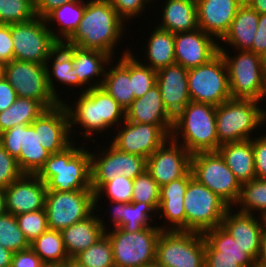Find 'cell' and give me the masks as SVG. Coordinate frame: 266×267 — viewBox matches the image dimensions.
Instances as JSON below:
<instances>
[{"mask_svg":"<svg viewBox=\"0 0 266 267\" xmlns=\"http://www.w3.org/2000/svg\"><path fill=\"white\" fill-rule=\"evenodd\" d=\"M110 142L119 151L148 158L170 137L157 125L123 121Z\"/></svg>","mask_w":266,"mask_h":267,"instance_id":"18","label":"cell"},{"mask_svg":"<svg viewBox=\"0 0 266 267\" xmlns=\"http://www.w3.org/2000/svg\"><path fill=\"white\" fill-rule=\"evenodd\" d=\"M251 267H263V266H261V265H259V264H257V263L255 262Z\"/></svg>","mask_w":266,"mask_h":267,"instance_id":"67","label":"cell"},{"mask_svg":"<svg viewBox=\"0 0 266 267\" xmlns=\"http://www.w3.org/2000/svg\"><path fill=\"white\" fill-rule=\"evenodd\" d=\"M63 266L64 267H84L80 265L77 261H75L74 259H69L63 264Z\"/></svg>","mask_w":266,"mask_h":267,"instance_id":"61","label":"cell"},{"mask_svg":"<svg viewBox=\"0 0 266 267\" xmlns=\"http://www.w3.org/2000/svg\"><path fill=\"white\" fill-rule=\"evenodd\" d=\"M108 0H86L83 18L75 33L64 43L102 51L114 57L125 25Z\"/></svg>","mask_w":266,"mask_h":267,"instance_id":"1","label":"cell"},{"mask_svg":"<svg viewBox=\"0 0 266 267\" xmlns=\"http://www.w3.org/2000/svg\"><path fill=\"white\" fill-rule=\"evenodd\" d=\"M74 142L65 150L53 153L36 174L47 190L74 191L91 188V155L88 150L76 148Z\"/></svg>","mask_w":266,"mask_h":267,"instance_id":"2","label":"cell"},{"mask_svg":"<svg viewBox=\"0 0 266 267\" xmlns=\"http://www.w3.org/2000/svg\"><path fill=\"white\" fill-rule=\"evenodd\" d=\"M193 177L222 198L230 207L237 202L241 183L218 151L192 154Z\"/></svg>","mask_w":266,"mask_h":267,"instance_id":"9","label":"cell"},{"mask_svg":"<svg viewBox=\"0 0 266 267\" xmlns=\"http://www.w3.org/2000/svg\"><path fill=\"white\" fill-rule=\"evenodd\" d=\"M249 50L260 56H263V54L266 52V13L259 14V21L254 42Z\"/></svg>","mask_w":266,"mask_h":267,"instance_id":"53","label":"cell"},{"mask_svg":"<svg viewBox=\"0 0 266 267\" xmlns=\"http://www.w3.org/2000/svg\"><path fill=\"white\" fill-rule=\"evenodd\" d=\"M255 174L258 179H266V135L252 139Z\"/></svg>","mask_w":266,"mask_h":267,"instance_id":"50","label":"cell"},{"mask_svg":"<svg viewBox=\"0 0 266 267\" xmlns=\"http://www.w3.org/2000/svg\"><path fill=\"white\" fill-rule=\"evenodd\" d=\"M205 257H228L237 260L242 267H251L255 261L246 253L221 225L206 231Z\"/></svg>","mask_w":266,"mask_h":267,"instance_id":"32","label":"cell"},{"mask_svg":"<svg viewBox=\"0 0 266 267\" xmlns=\"http://www.w3.org/2000/svg\"><path fill=\"white\" fill-rule=\"evenodd\" d=\"M258 100L230 98L216 106V130L220 145L251 139V133L266 121ZM258 104V105H257Z\"/></svg>","mask_w":266,"mask_h":267,"instance_id":"5","label":"cell"},{"mask_svg":"<svg viewBox=\"0 0 266 267\" xmlns=\"http://www.w3.org/2000/svg\"><path fill=\"white\" fill-rule=\"evenodd\" d=\"M5 212L4 189L0 188V216L3 215Z\"/></svg>","mask_w":266,"mask_h":267,"instance_id":"60","label":"cell"},{"mask_svg":"<svg viewBox=\"0 0 266 267\" xmlns=\"http://www.w3.org/2000/svg\"><path fill=\"white\" fill-rule=\"evenodd\" d=\"M186 231L204 234L221 225L230 206L217 194L200 183L189 171V183L184 196Z\"/></svg>","mask_w":266,"mask_h":267,"instance_id":"6","label":"cell"},{"mask_svg":"<svg viewBox=\"0 0 266 267\" xmlns=\"http://www.w3.org/2000/svg\"><path fill=\"white\" fill-rule=\"evenodd\" d=\"M17 160L13 158L0 144V188H7L21 175Z\"/></svg>","mask_w":266,"mask_h":267,"instance_id":"48","label":"cell"},{"mask_svg":"<svg viewBox=\"0 0 266 267\" xmlns=\"http://www.w3.org/2000/svg\"><path fill=\"white\" fill-rule=\"evenodd\" d=\"M259 13L245 2L238 8L228 32L220 40L236 50H249L257 31Z\"/></svg>","mask_w":266,"mask_h":267,"instance_id":"35","label":"cell"},{"mask_svg":"<svg viewBox=\"0 0 266 267\" xmlns=\"http://www.w3.org/2000/svg\"><path fill=\"white\" fill-rule=\"evenodd\" d=\"M190 100L219 106L231 97L228 72L220 53L208 63L188 69Z\"/></svg>","mask_w":266,"mask_h":267,"instance_id":"11","label":"cell"},{"mask_svg":"<svg viewBox=\"0 0 266 267\" xmlns=\"http://www.w3.org/2000/svg\"><path fill=\"white\" fill-rule=\"evenodd\" d=\"M161 232V227L156 225L137 232H125L121 228L106 231L112 244L115 267H145L154 262Z\"/></svg>","mask_w":266,"mask_h":267,"instance_id":"7","label":"cell"},{"mask_svg":"<svg viewBox=\"0 0 266 267\" xmlns=\"http://www.w3.org/2000/svg\"><path fill=\"white\" fill-rule=\"evenodd\" d=\"M230 207L223 217L221 226L230 233L235 242L256 262L261 245V237L266 228V218L261 216V221L254 214L241 212L232 213ZM233 214V215H232Z\"/></svg>","mask_w":266,"mask_h":267,"instance_id":"22","label":"cell"},{"mask_svg":"<svg viewBox=\"0 0 266 267\" xmlns=\"http://www.w3.org/2000/svg\"><path fill=\"white\" fill-rule=\"evenodd\" d=\"M262 62H263V64H264V67H265V69H266V52L263 54V56H262Z\"/></svg>","mask_w":266,"mask_h":267,"instance_id":"65","label":"cell"},{"mask_svg":"<svg viewBox=\"0 0 266 267\" xmlns=\"http://www.w3.org/2000/svg\"><path fill=\"white\" fill-rule=\"evenodd\" d=\"M160 29L171 33L195 30L198 27L196 0H166Z\"/></svg>","mask_w":266,"mask_h":267,"instance_id":"34","label":"cell"},{"mask_svg":"<svg viewBox=\"0 0 266 267\" xmlns=\"http://www.w3.org/2000/svg\"><path fill=\"white\" fill-rule=\"evenodd\" d=\"M109 3L118 13L119 17L124 21L131 18L139 17L138 14L143 13L146 4H150L153 0H108Z\"/></svg>","mask_w":266,"mask_h":267,"instance_id":"49","label":"cell"},{"mask_svg":"<svg viewBox=\"0 0 266 267\" xmlns=\"http://www.w3.org/2000/svg\"><path fill=\"white\" fill-rule=\"evenodd\" d=\"M0 245L13 253L30 248L16 217L8 212L0 216Z\"/></svg>","mask_w":266,"mask_h":267,"instance_id":"42","label":"cell"},{"mask_svg":"<svg viewBox=\"0 0 266 267\" xmlns=\"http://www.w3.org/2000/svg\"><path fill=\"white\" fill-rule=\"evenodd\" d=\"M205 267H242L237 260L228 257H205Z\"/></svg>","mask_w":266,"mask_h":267,"instance_id":"56","label":"cell"},{"mask_svg":"<svg viewBox=\"0 0 266 267\" xmlns=\"http://www.w3.org/2000/svg\"><path fill=\"white\" fill-rule=\"evenodd\" d=\"M30 248L46 265H63L70 259L59 230L48 229L30 243Z\"/></svg>","mask_w":266,"mask_h":267,"instance_id":"39","label":"cell"},{"mask_svg":"<svg viewBox=\"0 0 266 267\" xmlns=\"http://www.w3.org/2000/svg\"><path fill=\"white\" fill-rule=\"evenodd\" d=\"M36 17L34 0H0V24H15Z\"/></svg>","mask_w":266,"mask_h":267,"instance_id":"43","label":"cell"},{"mask_svg":"<svg viewBox=\"0 0 266 267\" xmlns=\"http://www.w3.org/2000/svg\"><path fill=\"white\" fill-rule=\"evenodd\" d=\"M125 119L130 122L157 125L169 137L171 136L174 118L164 107L157 84L152 86L142 97L132 101L125 110Z\"/></svg>","mask_w":266,"mask_h":267,"instance_id":"25","label":"cell"},{"mask_svg":"<svg viewBox=\"0 0 266 267\" xmlns=\"http://www.w3.org/2000/svg\"><path fill=\"white\" fill-rule=\"evenodd\" d=\"M32 125L17 124L0 133V144L17 160L23 174H37L51 153L39 143Z\"/></svg>","mask_w":266,"mask_h":267,"instance_id":"15","label":"cell"},{"mask_svg":"<svg viewBox=\"0 0 266 267\" xmlns=\"http://www.w3.org/2000/svg\"><path fill=\"white\" fill-rule=\"evenodd\" d=\"M15 217L19 229L23 232L29 243L33 242L42 233L49 229L45 209L18 214Z\"/></svg>","mask_w":266,"mask_h":267,"instance_id":"47","label":"cell"},{"mask_svg":"<svg viewBox=\"0 0 266 267\" xmlns=\"http://www.w3.org/2000/svg\"><path fill=\"white\" fill-rule=\"evenodd\" d=\"M45 267H64L63 265H45Z\"/></svg>","mask_w":266,"mask_h":267,"instance_id":"66","label":"cell"},{"mask_svg":"<svg viewBox=\"0 0 266 267\" xmlns=\"http://www.w3.org/2000/svg\"><path fill=\"white\" fill-rule=\"evenodd\" d=\"M112 203L115 205L114 208L112 205V212L109 215L112 217L113 229L121 228L125 232H137L146 227H152L150 221L153 219L152 215L157 211L149 203Z\"/></svg>","mask_w":266,"mask_h":267,"instance_id":"33","label":"cell"},{"mask_svg":"<svg viewBox=\"0 0 266 267\" xmlns=\"http://www.w3.org/2000/svg\"><path fill=\"white\" fill-rule=\"evenodd\" d=\"M46 109L40 101L17 97L8 109L0 112V133L17 124L31 125Z\"/></svg>","mask_w":266,"mask_h":267,"instance_id":"38","label":"cell"},{"mask_svg":"<svg viewBox=\"0 0 266 267\" xmlns=\"http://www.w3.org/2000/svg\"><path fill=\"white\" fill-rule=\"evenodd\" d=\"M73 259L84 267H115L112 244L106 234Z\"/></svg>","mask_w":266,"mask_h":267,"instance_id":"41","label":"cell"},{"mask_svg":"<svg viewBox=\"0 0 266 267\" xmlns=\"http://www.w3.org/2000/svg\"><path fill=\"white\" fill-rule=\"evenodd\" d=\"M94 212L86 219L62 229L61 235L66 252L73 259L81 251L88 249L106 232L104 220Z\"/></svg>","mask_w":266,"mask_h":267,"instance_id":"27","label":"cell"},{"mask_svg":"<svg viewBox=\"0 0 266 267\" xmlns=\"http://www.w3.org/2000/svg\"><path fill=\"white\" fill-rule=\"evenodd\" d=\"M4 63L0 61V79L4 77Z\"/></svg>","mask_w":266,"mask_h":267,"instance_id":"64","label":"cell"},{"mask_svg":"<svg viewBox=\"0 0 266 267\" xmlns=\"http://www.w3.org/2000/svg\"><path fill=\"white\" fill-rule=\"evenodd\" d=\"M50 60L53 62L51 65H53L49 68L50 64L48 63ZM45 66L49 90L60 103H62L63 100L58 97L59 94H57V90L54 87V77L56 82H60L64 85L66 84L70 87H84L79 81L77 74H75V68L73 67V45L59 43L49 54Z\"/></svg>","mask_w":266,"mask_h":267,"instance_id":"28","label":"cell"},{"mask_svg":"<svg viewBox=\"0 0 266 267\" xmlns=\"http://www.w3.org/2000/svg\"><path fill=\"white\" fill-rule=\"evenodd\" d=\"M35 14L37 17L44 18L53 9L61 7L64 3L81 2L84 0H34Z\"/></svg>","mask_w":266,"mask_h":267,"instance_id":"55","label":"cell"},{"mask_svg":"<svg viewBox=\"0 0 266 267\" xmlns=\"http://www.w3.org/2000/svg\"><path fill=\"white\" fill-rule=\"evenodd\" d=\"M158 85L164 107L175 118L191 101L188 91V69L174 63L157 71Z\"/></svg>","mask_w":266,"mask_h":267,"instance_id":"24","label":"cell"},{"mask_svg":"<svg viewBox=\"0 0 266 267\" xmlns=\"http://www.w3.org/2000/svg\"><path fill=\"white\" fill-rule=\"evenodd\" d=\"M266 97V70L264 73V81H263V90H262V94L260 97V100L263 101L262 99Z\"/></svg>","mask_w":266,"mask_h":267,"instance_id":"62","label":"cell"},{"mask_svg":"<svg viewBox=\"0 0 266 267\" xmlns=\"http://www.w3.org/2000/svg\"><path fill=\"white\" fill-rule=\"evenodd\" d=\"M45 265L40 257L28 248L13 254L10 267H45Z\"/></svg>","mask_w":266,"mask_h":267,"instance_id":"52","label":"cell"},{"mask_svg":"<svg viewBox=\"0 0 266 267\" xmlns=\"http://www.w3.org/2000/svg\"><path fill=\"white\" fill-rule=\"evenodd\" d=\"M86 2L64 3L61 7L53 9L45 17L47 26L58 22L59 32H52L53 38L58 43H65L77 30L85 12ZM53 21V22H52Z\"/></svg>","mask_w":266,"mask_h":267,"instance_id":"36","label":"cell"},{"mask_svg":"<svg viewBox=\"0 0 266 267\" xmlns=\"http://www.w3.org/2000/svg\"><path fill=\"white\" fill-rule=\"evenodd\" d=\"M178 136L191 154L218 151L216 106L190 101L174 118L170 137L179 140Z\"/></svg>","mask_w":266,"mask_h":267,"instance_id":"4","label":"cell"},{"mask_svg":"<svg viewBox=\"0 0 266 267\" xmlns=\"http://www.w3.org/2000/svg\"><path fill=\"white\" fill-rule=\"evenodd\" d=\"M256 263L263 267H266V228L264 229L262 233L260 252L256 260Z\"/></svg>","mask_w":266,"mask_h":267,"instance_id":"57","label":"cell"},{"mask_svg":"<svg viewBox=\"0 0 266 267\" xmlns=\"http://www.w3.org/2000/svg\"><path fill=\"white\" fill-rule=\"evenodd\" d=\"M129 52H131L130 49L124 51L118 63L114 67H108L104 78L99 79L101 88L111 95L125 110L134 100L132 78L129 75Z\"/></svg>","mask_w":266,"mask_h":267,"instance_id":"31","label":"cell"},{"mask_svg":"<svg viewBox=\"0 0 266 267\" xmlns=\"http://www.w3.org/2000/svg\"><path fill=\"white\" fill-rule=\"evenodd\" d=\"M31 125L38 133L39 143L51 154L61 152L73 143V137L69 138V116L63 103L46 109Z\"/></svg>","mask_w":266,"mask_h":267,"instance_id":"21","label":"cell"},{"mask_svg":"<svg viewBox=\"0 0 266 267\" xmlns=\"http://www.w3.org/2000/svg\"><path fill=\"white\" fill-rule=\"evenodd\" d=\"M237 56L219 45L228 72L229 89L232 98L253 99L260 101L263 90L265 67L262 56L250 50H236Z\"/></svg>","mask_w":266,"mask_h":267,"instance_id":"8","label":"cell"},{"mask_svg":"<svg viewBox=\"0 0 266 267\" xmlns=\"http://www.w3.org/2000/svg\"><path fill=\"white\" fill-rule=\"evenodd\" d=\"M77 99L74 102L76 103L75 109L64 101L62 102L69 116L71 135L75 133L72 130L76 124L83 127V130L85 129L82 136L91 139L96 131V134L100 133L125 120V109L101 87L82 92Z\"/></svg>","mask_w":266,"mask_h":267,"instance_id":"3","label":"cell"},{"mask_svg":"<svg viewBox=\"0 0 266 267\" xmlns=\"http://www.w3.org/2000/svg\"><path fill=\"white\" fill-rule=\"evenodd\" d=\"M145 56L148 58L145 66L158 71L176 63L174 52V33L156 27L149 37Z\"/></svg>","mask_w":266,"mask_h":267,"instance_id":"37","label":"cell"},{"mask_svg":"<svg viewBox=\"0 0 266 267\" xmlns=\"http://www.w3.org/2000/svg\"><path fill=\"white\" fill-rule=\"evenodd\" d=\"M213 38L199 28L174 33L176 63L186 69L208 63L219 53V43Z\"/></svg>","mask_w":266,"mask_h":267,"instance_id":"20","label":"cell"},{"mask_svg":"<svg viewBox=\"0 0 266 267\" xmlns=\"http://www.w3.org/2000/svg\"><path fill=\"white\" fill-rule=\"evenodd\" d=\"M4 77L17 97L40 101L47 109L60 103L49 90L45 64L14 59L5 63Z\"/></svg>","mask_w":266,"mask_h":267,"instance_id":"14","label":"cell"},{"mask_svg":"<svg viewBox=\"0 0 266 267\" xmlns=\"http://www.w3.org/2000/svg\"><path fill=\"white\" fill-rule=\"evenodd\" d=\"M45 210L49 229L61 231L95 211V193L93 190H47Z\"/></svg>","mask_w":266,"mask_h":267,"instance_id":"12","label":"cell"},{"mask_svg":"<svg viewBox=\"0 0 266 267\" xmlns=\"http://www.w3.org/2000/svg\"><path fill=\"white\" fill-rule=\"evenodd\" d=\"M13 252L0 245V267H10Z\"/></svg>","mask_w":266,"mask_h":267,"instance_id":"58","label":"cell"},{"mask_svg":"<svg viewBox=\"0 0 266 267\" xmlns=\"http://www.w3.org/2000/svg\"><path fill=\"white\" fill-rule=\"evenodd\" d=\"M108 149L91 155V188L96 193L106 182L119 175L135 179L147 168V159L119 151L111 143Z\"/></svg>","mask_w":266,"mask_h":267,"instance_id":"16","label":"cell"},{"mask_svg":"<svg viewBox=\"0 0 266 267\" xmlns=\"http://www.w3.org/2000/svg\"><path fill=\"white\" fill-rule=\"evenodd\" d=\"M133 179L126 178L124 175H119L115 179L106 182L95 193V209L99 203L100 197L107 195L110 202L131 203L132 200Z\"/></svg>","mask_w":266,"mask_h":267,"instance_id":"46","label":"cell"},{"mask_svg":"<svg viewBox=\"0 0 266 267\" xmlns=\"http://www.w3.org/2000/svg\"><path fill=\"white\" fill-rule=\"evenodd\" d=\"M244 2L259 14L266 13V0H244Z\"/></svg>","mask_w":266,"mask_h":267,"instance_id":"59","label":"cell"},{"mask_svg":"<svg viewBox=\"0 0 266 267\" xmlns=\"http://www.w3.org/2000/svg\"><path fill=\"white\" fill-rule=\"evenodd\" d=\"M240 205L238 212L254 214L259 210L260 216L266 218V179H258L242 183L240 195L235 203Z\"/></svg>","mask_w":266,"mask_h":267,"instance_id":"40","label":"cell"},{"mask_svg":"<svg viewBox=\"0 0 266 267\" xmlns=\"http://www.w3.org/2000/svg\"><path fill=\"white\" fill-rule=\"evenodd\" d=\"M17 94L11 84L3 77L0 79V112L8 109L16 100Z\"/></svg>","mask_w":266,"mask_h":267,"instance_id":"54","label":"cell"},{"mask_svg":"<svg viewBox=\"0 0 266 267\" xmlns=\"http://www.w3.org/2000/svg\"><path fill=\"white\" fill-rule=\"evenodd\" d=\"M218 152L241 184L256 178L252 138L224 143Z\"/></svg>","mask_w":266,"mask_h":267,"instance_id":"30","label":"cell"},{"mask_svg":"<svg viewBox=\"0 0 266 267\" xmlns=\"http://www.w3.org/2000/svg\"><path fill=\"white\" fill-rule=\"evenodd\" d=\"M131 53L129 52V75L132 78V92L136 99L156 84L157 71L139 62Z\"/></svg>","mask_w":266,"mask_h":267,"instance_id":"44","label":"cell"},{"mask_svg":"<svg viewBox=\"0 0 266 267\" xmlns=\"http://www.w3.org/2000/svg\"><path fill=\"white\" fill-rule=\"evenodd\" d=\"M159 200L160 186L147 170L133 179L131 202L149 203L157 211L159 207Z\"/></svg>","mask_w":266,"mask_h":267,"instance_id":"45","label":"cell"},{"mask_svg":"<svg viewBox=\"0 0 266 267\" xmlns=\"http://www.w3.org/2000/svg\"><path fill=\"white\" fill-rule=\"evenodd\" d=\"M54 31L46 25L44 18L37 16L11 24L14 59L46 64L49 54L59 44L52 36Z\"/></svg>","mask_w":266,"mask_h":267,"instance_id":"13","label":"cell"},{"mask_svg":"<svg viewBox=\"0 0 266 267\" xmlns=\"http://www.w3.org/2000/svg\"><path fill=\"white\" fill-rule=\"evenodd\" d=\"M180 142L170 137L147 158L146 170L160 187L191 170L192 154Z\"/></svg>","mask_w":266,"mask_h":267,"instance_id":"17","label":"cell"},{"mask_svg":"<svg viewBox=\"0 0 266 267\" xmlns=\"http://www.w3.org/2000/svg\"><path fill=\"white\" fill-rule=\"evenodd\" d=\"M14 45L11 37V24H0V61L8 63L14 60Z\"/></svg>","mask_w":266,"mask_h":267,"instance_id":"51","label":"cell"},{"mask_svg":"<svg viewBox=\"0 0 266 267\" xmlns=\"http://www.w3.org/2000/svg\"><path fill=\"white\" fill-rule=\"evenodd\" d=\"M145 267H165L164 265L159 264L158 262L154 261L148 265H146Z\"/></svg>","mask_w":266,"mask_h":267,"instance_id":"63","label":"cell"},{"mask_svg":"<svg viewBox=\"0 0 266 267\" xmlns=\"http://www.w3.org/2000/svg\"><path fill=\"white\" fill-rule=\"evenodd\" d=\"M111 60L112 57L102 51L82 49L73 46V67L75 68V74H77L79 81L84 86L87 84L89 85L81 92H86L94 87H101V81H94L93 84H90L92 83L90 81L94 77L99 78L100 75L104 78L106 66L110 63V66L112 65Z\"/></svg>","mask_w":266,"mask_h":267,"instance_id":"29","label":"cell"},{"mask_svg":"<svg viewBox=\"0 0 266 267\" xmlns=\"http://www.w3.org/2000/svg\"><path fill=\"white\" fill-rule=\"evenodd\" d=\"M189 183V172L182 178L160 187V200L157 213L170 224L160 226L162 231H186L184 196ZM171 226V227H169Z\"/></svg>","mask_w":266,"mask_h":267,"instance_id":"26","label":"cell"},{"mask_svg":"<svg viewBox=\"0 0 266 267\" xmlns=\"http://www.w3.org/2000/svg\"><path fill=\"white\" fill-rule=\"evenodd\" d=\"M46 184L36 174H22L4 189L5 211L13 214L45 209Z\"/></svg>","mask_w":266,"mask_h":267,"instance_id":"19","label":"cell"},{"mask_svg":"<svg viewBox=\"0 0 266 267\" xmlns=\"http://www.w3.org/2000/svg\"><path fill=\"white\" fill-rule=\"evenodd\" d=\"M244 0H196L199 29L221 40Z\"/></svg>","mask_w":266,"mask_h":267,"instance_id":"23","label":"cell"},{"mask_svg":"<svg viewBox=\"0 0 266 267\" xmlns=\"http://www.w3.org/2000/svg\"><path fill=\"white\" fill-rule=\"evenodd\" d=\"M156 262L165 267H205V237L188 231H162Z\"/></svg>","mask_w":266,"mask_h":267,"instance_id":"10","label":"cell"}]
</instances>
